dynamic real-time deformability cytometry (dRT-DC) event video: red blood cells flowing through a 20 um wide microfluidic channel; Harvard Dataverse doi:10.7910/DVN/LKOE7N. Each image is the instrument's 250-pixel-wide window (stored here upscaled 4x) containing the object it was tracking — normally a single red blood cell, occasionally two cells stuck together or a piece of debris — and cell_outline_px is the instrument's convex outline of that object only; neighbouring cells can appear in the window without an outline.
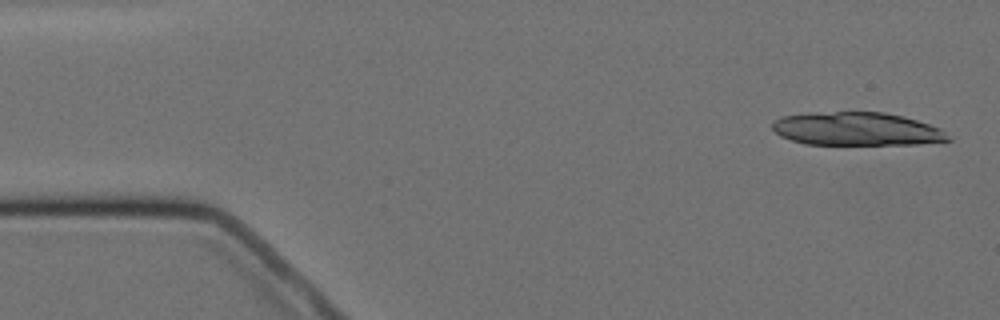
{"species": "Egyptian fruit bat (a non-hibernating species)", "species_latin": "Rousettus aegyptiacus", "temperature_condition": "cold", "stored_images_in_passage": 5, "camera_frame_rate_fps": 3000, "um_per_image_px": 0.085, "animal": {"sex": "female"}, "frame": {"image": 1, "passage_image": 1, "time_ms": 0.0, "image_size_px": [1000, 320], "cell_outline_px": [[952, 140], [920, 144], [804, 144], [780, 136], [772, 128], [772, 124], [776, 120], [784, 116], [808, 112], [884, 112], [904, 116], [940, 128]], "centroid_in_image_um": [72.81, 10.96], "position_along_channel_um": 12.2, "area_um2": 33.99}}
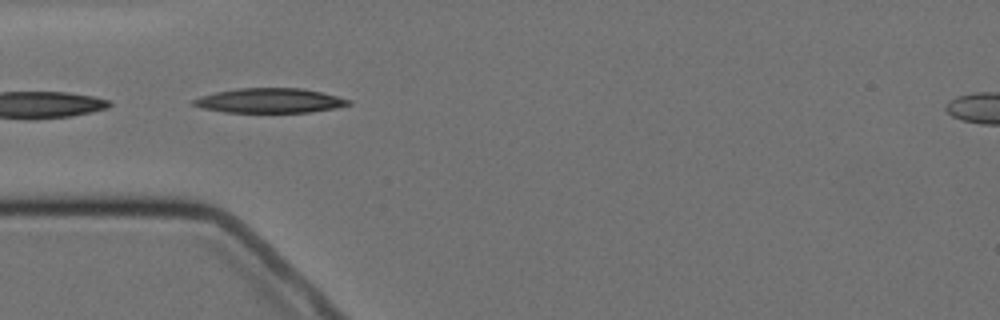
{"frame": {"image": 2, "passage_image": 5, "time_ms": 4.667, "image_size_px": [1000, 320], "cell_outline_px": [[352, 104], [336, 108], [312, 112], [224, 112], [200, 108], [192, 104], [192, 100], [200, 96], [216, 92], [240, 88], [300, 88], [320, 92], [352, 100]], "centroid_in_image_um": [22.93, 8.56], "position_along_channel_um": 62.1, "area_um2": 22.25}}